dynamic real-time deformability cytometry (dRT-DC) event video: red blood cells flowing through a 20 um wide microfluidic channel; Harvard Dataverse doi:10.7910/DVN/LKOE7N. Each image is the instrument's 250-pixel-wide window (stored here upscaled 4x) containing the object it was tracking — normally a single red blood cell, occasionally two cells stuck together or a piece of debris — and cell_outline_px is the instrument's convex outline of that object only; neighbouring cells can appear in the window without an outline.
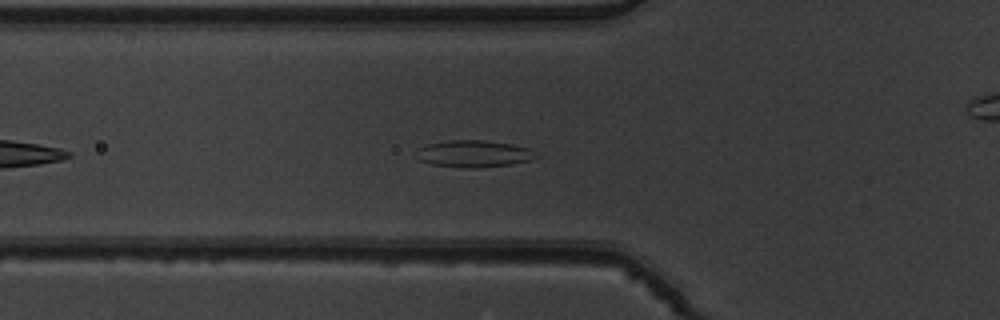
{"species": "common noctule bat (a hibernating species)", "species_latin": "Nyctalus noctula", "temperature_condition": "warm", "stored_images_in_passage": 35, "camera_frame_rate_fps": 3000, "um_per_image_px": 0.085, "animal": {"sex": "male", "body_mass_g": 19.5, "forearm_length_mm": 54.6}, "frame": {"image": 1, "passage_image": 8, "time_ms": 2.333, "image_size_px": [1000, 320], "cell_outline_px": [[540, 156], [532, 160], [512, 164], [480, 168], [464, 168], [432, 164], [420, 160], [412, 156], [416, 148], [428, 144], [448, 140], [484, 140], [512, 144], [528, 148]], "centroid_in_image_um": [40.23, 13.07], "position_along_channel_um": 85.6, "area_um2": 19.13}}
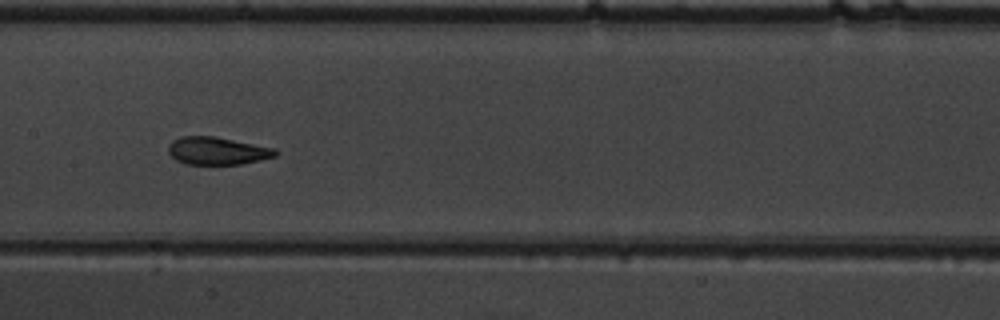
{"frame": {"image": 2, "passage_image": 16, "time_ms": 5.0, "image_size_px": [1000, 320], "cell_outline_px": [[280, 152], [276, 156], [260, 160], [240, 164], [188, 164], [176, 160], [168, 152], [168, 144], [172, 140], [180, 136], [212, 136], [276, 148]], "centroid_in_image_um": [18.47, 12.82], "position_along_channel_um": 188.9, "area_um2": 17.28}}
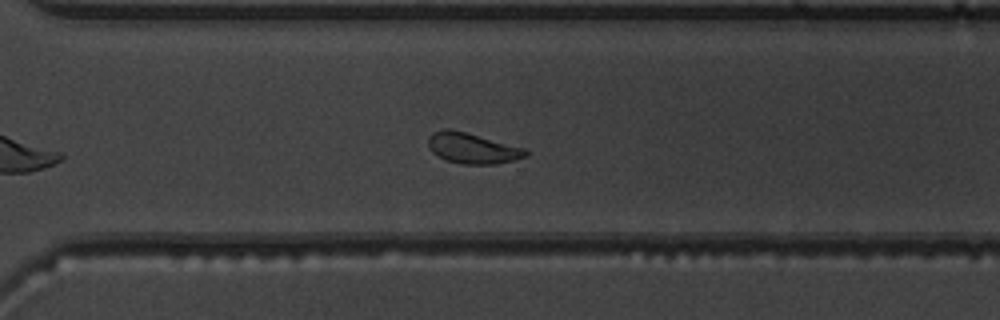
{"frame": {"image": 3, "passage_image": 27, "time_ms": 8.667, "image_size_px": [1000, 320], "cell_outline_px": [[528, 156], [516, 160], [496, 164], [460, 164], [448, 160], [432, 152], [428, 148], [428, 136], [432, 132], [444, 128], [448, 128], [528, 148]], "centroid_in_image_um": [40.19, 12.6], "position_along_channel_um": 330.4, "area_um2": 17.57}, "authors_computed_cell_mechanics": {"area_um2": 17.6868, "velocity_mm_per_s": 3.8627, "shape_relaxation_time_tau1_ms": 3.3507, "shape_relaxation_time_tau2_ms": 1.0285, "deformation_change_tau1": 0.13, "deformation_change_tau2": 0.0739}}